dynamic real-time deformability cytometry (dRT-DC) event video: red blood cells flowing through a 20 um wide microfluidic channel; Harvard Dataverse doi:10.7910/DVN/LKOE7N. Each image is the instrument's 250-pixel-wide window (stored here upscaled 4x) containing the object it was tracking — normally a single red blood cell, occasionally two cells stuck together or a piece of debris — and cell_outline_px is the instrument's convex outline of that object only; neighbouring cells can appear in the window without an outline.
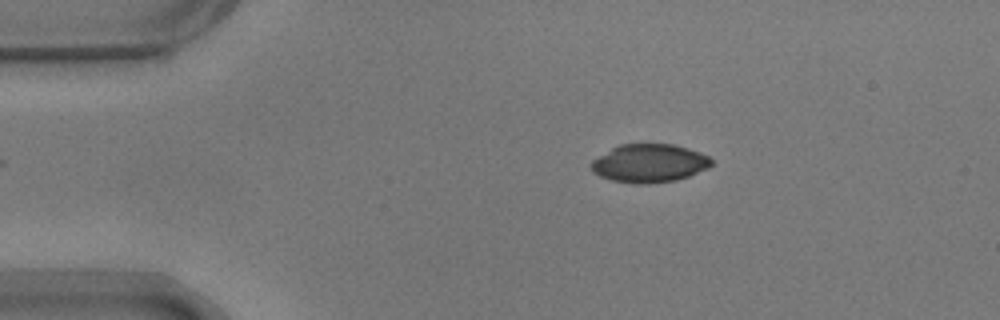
{"species": "common noctule bat (a hibernating species)", "species_latin": "Nyctalus noctula", "temperature_condition": "warm", "stored_images_in_passage": 38, "camera_frame_rate_fps": 3000, "um_per_image_px": 0.085, "animal": {"sex": "male", "body_mass_g": 17.9}, "frame": {"image": 1, "passage_image": 1, "time_ms": 0.0, "image_size_px": [1000, 320], "cell_outline_px": [[712, 164], [708, 168], [688, 176], [676, 180], [648, 184], [636, 184], [612, 180], [600, 176], [592, 172], [588, 164], [592, 160], [612, 148], [620, 144], [672, 144], [688, 148], [700, 152], [708, 156], [712, 160]], "centroid_in_image_um": [55.17, 13.88], "position_along_channel_um": 29.8, "area_um2": 26.93}}
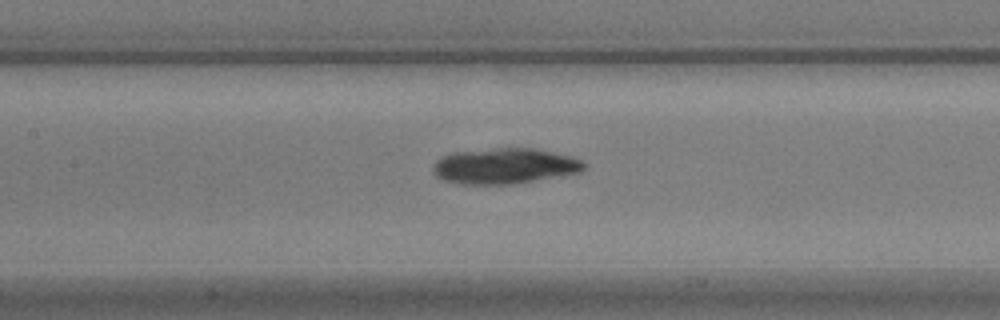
{"frame": {"image": 2, "passage_image": 16, "time_ms": 5.0, "image_size_px": [1000, 320], "cell_outline_px": [[588, 168], [580, 172], [536, 180], [508, 184], [464, 184], [444, 180], [436, 176], [432, 172], [432, 164], [440, 156], [452, 152], [496, 148], [532, 148], [572, 156], [588, 164]], "centroid_in_image_um": [42.87, 14.1], "position_along_channel_um": 164.5, "area_um2": 31.5}}
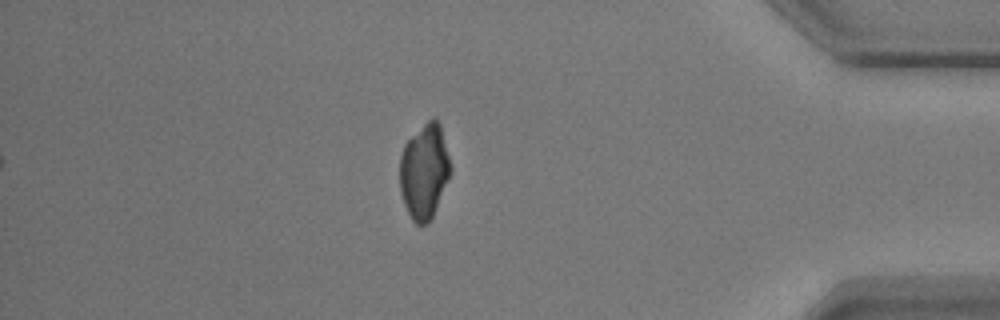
{"frame": {"image": 3, "passage_image": 38, "time_ms": 12.333, "image_size_px": [1000, 320], "cell_outline_px": [[452, 172], [432, 220], [424, 224], [416, 224], [412, 220], [404, 204], [400, 192], [400, 156], [404, 144], [432, 116], [436, 116], [440, 124], [452, 168]], "centroid_in_image_um": [36.08, 14.58], "position_along_channel_um": 399.1, "area_um2": 28.38}}